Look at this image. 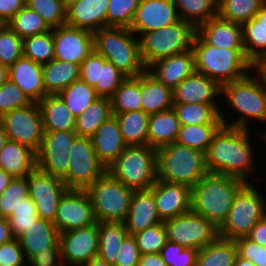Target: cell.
<instances>
[{
	"mask_svg": "<svg viewBox=\"0 0 266 266\" xmlns=\"http://www.w3.org/2000/svg\"><path fill=\"white\" fill-rule=\"evenodd\" d=\"M245 181L228 175L207 173L192 187L191 210L219 228Z\"/></svg>",
	"mask_w": 266,
	"mask_h": 266,
	"instance_id": "7a4b0ae2",
	"label": "cell"
},
{
	"mask_svg": "<svg viewBox=\"0 0 266 266\" xmlns=\"http://www.w3.org/2000/svg\"><path fill=\"white\" fill-rule=\"evenodd\" d=\"M29 197L36 206L37 215L54 222L60 199L68 190L65 183L36 168L27 176Z\"/></svg>",
	"mask_w": 266,
	"mask_h": 266,
	"instance_id": "9a60e30c",
	"label": "cell"
},
{
	"mask_svg": "<svg viewBox=\"0 0 266 266\" xmlns=\"http://www.w3.org/2000/svg\"><path fill=\"white\" fill-rule=\"evenodd\" d=\"M27 262L19 239L0 245V266H22Z\"/></svg>",
	"mask_w": 266,
	"mask_h": 266,
	"instance_id": "680465c9",
	"label": "cell"
},
{
	"mask_svg": "<svg viewBox=\"0 0 266 266\" xmlns=\"http://www.w3.org/2000/svg\"><path fill=\"white\" fill-rule=\"evenodd\" d=\"M9 79L8 67L0 64V87Z\"/></svg>",
	"mask_w": 266,
	"mask_h": 266,
	"instance_id": "8c879c8a",
	"label": "cell"
},
{
	"mask_svg": "<svg viewBox=\"0 0 266 266\" xmlns=\"http://www.w3.org/2000/svg\"><path fill=\"white\" fill-rule=\"evenodd\" d=\"M25 5L37 12L51 29L66 24L67 6L63 0H26Z\"/></svg>",
	"mask_w": 266,
	"mask_h": 266,
	"instance_id": "681fc988",
	"label": "cell"
},
{
	"mask_svg": "<svg viewBox=\"0 0 266 266\" xmlns=\"http://www.w3.org/2000/svg\"><path fill=\"white\" fill-rule=\"evenodd\" d=\"M195 34L196 27L181 19L169 26L141 34L138 38L144 67L147 69L157 60L192 49Z\"/></svg>",
	"mask_w": 266,
	"mask_h": 266,
	"instance_id": "52a82bcc",
	"label": "cell"
},
{
	"mask_svg": "<svg viewBox=\"0 0 266 266\" xmlns=\"http://www.w3.org/2000/svg\"><path fill=\"white\" fill-rule=\"evenodd\" d=\"M106 171L126 187L148 190L157 180V150L127 146Z\"/></svg>",
	"mask_w": 266,
	"mask_h": 266,
	"instance_id": "ba28073f",
	"label": "cell"
},
{
	"mask_svg": "<svg viewBox=\"0 0 266 266\" xmlns=\"http://www.w3.org/2000/svg\"><path fill=\"white\" fill-rule=\"evenodd\" d=\"M93 47L126 77H137L146 70L139 38L127 27L107 26L94 32Z\"/></svg>",
	"mask_w": 266,
	"mask_h": 266,
	"instance_id": "5b68a950",
	"label": "cell"
},
{
	"mask_svg": "<svg viewBox=\"0 0 266 266\" xmlns=\"http://www.w3.org/2000/svg\"><path fill=\"white\" fill-rule=\"evenodd\" d=\"M27 197H29L27 176L13 178L0 194V216L9 218L13 210H16Z\"/></svg>",
	"mask_w": 266,
	"mask_h": 266,
	"instance_id": "c3c4849f",
	"label": "cell"
},
{
	"mask_svg": "<svg viewBox=\"0 0 266 266\" xmlns=\"http://www.w3.org/2000/svg\"><path fill=\"white\" fill-rule=\"evenodd\" d=\"M181 20L195 27L218 15V0H173Z\"/></svg>",
	"mask_w": 266,
	"mask_h": 266,
	"instance_id": "b9f144b4",
	"label": "cell"
},
{
	"mask_svg": "<svg viewBox=\"0 0 266 266\" xmlns=\"http://www.w3.org/2000/svg\"><path fill=\"white\" fill-rule=\"evenodd\" d=\"M93 206L86 190L68 189L59 201L53 224L60 233L95 224Z\"/></svg>",
	"mask_w": 266,
	"mask_h": 266,
	"instance_id": "e0dca14e",
	"label": "cell"
},
{
	"mask_svg": "<svg viewBox=\"0 0 266 266\" xmlns=\"http://www.w3.org/2000/svg\"><path fill=\"white\" fill-rule=\"evenodd\" d=\"M13 177L7 174L2 168H0V194L6 189L10 184Z\"/></svg>",
	"mask_w": 266,
	"mask_h": 266,
	"instance_id": "a7ac6f4b",
	"label": "cell"
},
{
	"mask_svg": "<svg viewBox=\"0 0 266 266\" xmlns=\"http://www.w3.org/2000/svg\"><path fill=\"white\" fill-rule=\"evenodd\" d=\"M58 95L76 118L99 98L94 88L81 79L75 80Z\"/></svg>",
	"mask_w": 266,
	"mask_h": 266,
	"instance_id": "ee69618b",
	"label": "cell"
},
{
	"mask_svg": "<svg viewBox=\"0 0 266 266\" xmlns=\"http://www.w3.org/2000/svg\"><path fill=\"white\" fill-rule=\"evenodd\" d=\"M252 183H246L235 195L225 222L218 228L220 237L231 240L246 237L266 215V198L260 194V187L257 190Z\"/></svg>",
	"mask_w": 266,
	"mask_h": 266,
	"instance_id": "9c48e42d",
	"label": "cell"
},
{
	"mask_svg": "<svg viewBox=\"0 0 266 266\" xmlns=\"http://www.w3.org/2000/svg\"><path fill=\"white\" fill-rule=\"evenodd\" d=\"M223 125H183L176 142L206 153L214 135Z\"/></svg>",
	"mask_w": 266,
	"mask_h": 266,
	"instance_id": "bcb514c9",
	"label": "cell"
},
{
	"mask_svg": "<svg viewBox=\"0 0 266 266\" xmlns=\"http://www.w3.org/2000/svg\"><path fill=\"white\" fill-rule=\"evenodd\" d=\"M54 59L80 65L93 51V33L67 24L53 28Z\"/></svg>",
	"mask_w": 266,
	"mask_h": 266,
	"instance_id": "d6986e66",
	"label": "cell"
},
{
	"mask_svg": "<svg viewBox=\"0 0 266 266\" xmlns=\"http://www.w3.org/2000/svg\"><path fill=\"white\" fill-rule=\"evenodd\" d=\"M253 74L257 77L250 72L240 80L221 86V97L226 98L234 111L239 113L238 118L234 117L236 119L230 123L221 109L220 117L224 126L250 130L249 120L266 122V87L260 77L255 72Z\"/></svg>",
	"mask_w": 266,
	"mask_h": 266,
	"instance_id": "277c9868",
	"label": "cell"
},
{
	"mask_svg": "<svg viewBox=\"0 0 266 266\" xmlns=\"http://www.w3.org/2000/svg\"><path fill=\"white\" fill-rule=\"evenodd\" d=\"M107 26L130 28L140 0H108Z\"/></svg>",
	"mask_w": 266,
	"mask_h": 266,
	"instance_id": "816d5d0a",
	"label": "cell"
},
{
	"mask_svg": "<svg viewBox=\"0 0 266 266\" xmlns=\"http://www.w3.org/2000/svg\"><path fill=\"white\" fill-rule=\"evenodd\" d=\"M1 118L9 140L26 145L35 152L40 150L44 130L38 102L14 109Z\"/></svg>",
	"mask_w": 266,
	"mask_h": 266,
	"instance_id": "4fadbf2b",
	"label": "cell"
},
{
	"mask_svg": "<svg viewBox=\"0 0 266 266\" xmlns=\"http://www.w3.org/2000/svg\"><path fill=\"white\" fill-rule=\"evenodd\" d=\"M8 76L32 102H39L47 96L41 64L22 55L8 67Z\"/></svg>",
	"mask_w": 266,
	"mask_h": 266,
	"instance_id": "4316f807",
	"label": "cell"
},
{
	"mask_svg": "<svg viewBox=\"0 0 266 266\" xmlns=\"http://www.w3.org/2000/svg\"><path fill=\"white\" fill-rule=\"evenodd\" d=\"M195 71L215 80L220 86L237 81L253 71L245 49H221L205 43L197 34L192 42Z\"/></svg>",
	"mask_w": 266,
	"mask_h": 266,
	"instance_id": "3957f363",
	"label": "cell"
},
{
	"mask_svg": "<svg viewBox=\"0 0 266 266\" xmlns=\"http://www.w3.org/2000/svg\"><path fill=\"white\" fill-rule=\"evenodd\" d=\"M98 256L115 266L120 247L129 235L123 222H98Z\"/></svg>",
	"mask_w": 266,
	"mask_h": 266,
	"instance_id": "8d00e7d4",
	"label": "cell"
},
{
	"mask_svg": "<svg viewBox=\"0 0 266 266\" xmlns=\"http://www.w3.org/2000/svg\"><path fill=\"white\" fill-rule=\"evenodd\" d=\"M180 127V121L173 108L149 114L148 146L158 150L176 142Z\"/></svg>",
	"mask_w": 266,
	"mask_h": 266,
	"instance_id": "1f68e13d",
	"label": "cell"
},
{
	"mask_svg": "<svg viewBox=\"0 0 266 266\" xmlns=\"http://www.w3.org/2000/svg\"><path fill=\"white\" fill-rule=\"evenodd\" d=\"M26 0H0V25L7 24L24 6Z\"/></svg>",
	"mask_w": 266,
	"mask_h": 266,
	"instance_id": "6125c7cd",
	"label": "cell"
},
{
	"mask_svg": "<svg viewBox=\"0 0 266 266\" xmlns=\"http://www.w3.org/2000/svg\"><path fill=\"white\" fill-rule=\"evenodd\" d=\"M207 173L204 152L177 142L157 150V180L192 188Z\"/></svg>",
	"mask_w": 266,
	"mask_h": 266,
	"instance_id": "8992f818",
	"label": "cell"
},
{
	"mask_svg": "<svg viewBox=\"0 0 266 266\" xmlns=\"http://www.w3.org/2000/svg\"><path fill=\"white\" fill-rule=\"evenodd\" d=\"M98 222L59 234V248L63 264L83 266L98 256Z\"/></svg>",
	"mask_w": 266,
	"mask_h": 266,
	"instance_id": "2e32d148",
	"label": "cell"
},
{
	"mask_svg": "<svg viewBox=\"0 0 266 266\" xmlns=\"http://www.w3.org/2000/svg\"><path fill=\"white\" fill-rule=\"evenodd\" d=\"M246 237L266 248V215L256 223Z\"/></svg>",
	"mask_w": 266,
	"mask_h": 266,
	"instance_id": "be15d7a7",
	"label": "cell"
},
{
	"mask_svg": "<svg viewBox=\"0 0 266 266\" xmlns=\"http://www.w3.org/2000/svg\"><path fill=\"white\" fill-rule=\"evenodd\" d=\"M63 1H64V4L67 6L70 3L74 2V1H77V0H63Z\"/></svg>",
	"mask_w": 266,
	"mask_h": 266,
	"instance_id": "34e18365",
	"label": "cell"
},
{
	"mask_svg": "<svg viewBox=\"0 0 266 266\" xmlns=\"http://www.w3.org/2000/svg\"><path fill=\"white\" fill-rule=\"evenodd\" d=\"M266 0H218V16L243 24L255 17Z\"/></svg>",
	"mask_w": 266,
	"mask_h": 266,
	"instance_id": "7bdbcfd3",
	"label": "cell"
},
{
	"mask_svg": "<svg viewBox=\"0 0 266 266\" xmlns=\"http://www.w3.org/2000/svg\"><path fill=\"white\" fill-rule=\"evenodd\" d=\"M30 103L27 95L9 79L0 87V117Z\"/></svg>",
	"mask_w": 266,
	"mask_h": 266,
	"instance_id": "9f6ffc18",
	"label": "cell"
},
{
	"mask_svg": "<svg viewBox=\"0 0 266 266\" xmlns=\"http://www.w3.org/2000/svg\"><path fill=\"white\" fill-rule=\"evenodd\" d=\"M263 137V141H266V131L265 132H263V134H261Z\"/></svg>",
	"mask_w": 266,
	"mask_h": 266,
	"instance_id": "11e5206c",
	"label": "cell"
},
{
	"mask_svg": "<svg viewBox=\"0 0 266 266\" xmlns=\"http://www.w3.org/2000/svg\"><path fill=\"white\" fill-rule=\"evenodd\" d=\"M133 191L106 171L86 189L96 221L124 222Z\"/></svg>",
	"mask_w": 266,
	"mask_h": 266,
	"instance_id": "30bf717a",
	"label": "cell"
},
{
	"mask_svg": "<svg viewBox=\"0 0 266 266\" xmlns=\"http://www.w3.org/2000/svg\"><path fill=\"white\" fill-rule=\"evenodd\" d=\"M38 218L33 200L27 197L8 218L13 237L18 239Z\"/></svg>",
	"mask_w": 266,
	"mask_h": 266,
	"instance_id": "db71d44e",
	"label": "cell"
},
{
	"mask_svg": "<svg viewBox=\"0 0 266 266\" xmlns=\"http://www.w3.org/2000/svg\"><path fill=\"white\" fill-rule=\"evenodd\" d=\"M14 239L11 230L8 218L0 216V245L7 243Z\"/></svg>",
	"mask_w": 266,
	"mask_h": 266,
	"instance_id": "03108f58",
	"label": "cell"
},
{
	"mask_svg": "<svg viewBox=\"0 0 266 266\" xmlns=\"http://www.w3.org/2000/svg\"><path fill=\"white\" fill-rule=\"evenodd\" d=\"M77 136L75 131H44L37 152V168L62 180L67 174L70 151Z\"/></svg>",
	"mask_w": 266,
	"mask_h": 266,
	"instance_id": "5bb4252c",
	"label": "cell"
},
{
	"mask_svg": "<svg viewBox=\"0 0 266 266\" xmlns=\"http://www.w3.org/2000/svg\"><path fill=\"white\" fill-rule=\"evenodd\" d=\"M110 116H112L110 99L99 97L76 118L74 131L78 136L91 138Z\"/></svg>",
	"mask_w": 266,
	"mask_h": 266,
	"instance_id": "ab89813d",
	"label": "cell"
},
{
	"mask_svg": "<svg viewBox=\"0 0 266 266\" xmlns=\"http://www.w3.org/2000/svg\"><path fill=\"white\" fill-rule=\"evenodd\" d=\"M126 76L94 49L80 64V79L100 98L110 99Z\"/></svg>",
	"mask_w": 266,
	"mask_h": 266,
	"instance_id": "ac0fdd59",
	"label": "cell"
},
{
	"mask_svg": "<svg viewBox=\"0 0 266 266\" xmlns=\"http://www.w3.org/2000/svg\"><path fill=\"white\" fill-rule=\"evenodd\" d=\"M44 131H74L76 117L57 95H47L38 102Z\"/></svg>",
	"mask_w": 266,
	"mask_h": 266,
	"instance_id": "4dcf8cb0",
	"label": "cell"
},
{
	"mask_svg": "<svg viewBox=\"0 0 266 266\" xmlns=\"http://www.w3.org/2000/svg\"><path fill=\"white\" fill-rule=\"evenodd\" d=\"M141 102L142 110L148 114L172 109V89L166 87L145 70L141 74Z\"/></svg>",
	"mask_w": 266,
	"mask_h": 266,
	"instance_id": "836d02e7",
	"label": "cell"
},
{
	"mask_svg": "<svg viewBox=\"0 0 266 266\" xmlns=\"http://www.w3.org/2000/svg\"><path fill=\"white\" fill-rule=\"evenodd\" d=\"M163 223L167 239L184 248L199 251L219 236L218 228L212 222L192 210Z\"/></svg>",
	"mask_w": 266,
	"mask_h": 266,
	"instance_id": "8fae6325",
	"label": "cell"
},
{
	"mask_svg": "<svg viewBox=\"0 0 266 266\" xmlns=\"http://www.w3.org/2000/svg\"><path fill=\"white\" fill-rule=\"evenodd\" d=\"M112 114L142 110L141 75L126 77L110 98Z\"/></svg>",
	"mask_w": 266,
	"mask_h": 266,
	"instance_id": "60d3db41",
	"label": "cell"
},
{
	"mask_svg": "<svg viewBox=\"0 0 266 266\" xmlns=\"http://www.w3.org/2000/svg\"><path fill=\"white\" fill-rule=\"evenodd\" d=\"M60 232L48 220L38 218L18 239L29 261L38 253L47 252V249L59 247Z\"/></svg>",
	"mask_w": 266,
	"mask_h": 266,
	"instance_id": "f1b7e54d",
	"label": "cell"
},
{
	"mask_svg": "<svg viewBox=\"0 0 266 266\" xmlns=\"http://www.w3.org/2000/svg\"><path fill=\"white\" fill-rule=\"evenodd\" d=\"M70 153L67 174L62 179L68 189L86 190L106 172L95 154L91 138L77 136Z\"/></svg>",
	"mask_w": 266,
	"mask_h": 266,
	"instance_id": "7c38bea8",
	"label": "cell"
},
{
	"mask_svg": "<svg viewBox=\"0 0 266 266\" xmlns=\"http://www.w3.org/2000/svg\"><path fill=\"white\" fill-rule=\"evenodd\" d=\"M197 253L196 249L184 248L169 240L159 252L167 266H196Z\"/></svg>",
	"mask_w": 266,
	"mask_h": 266,
	"instance_id": "11a10c76",
	"label": "cell"
},
{
	"mask_svg": "<svg viewBox=\"0 0 266 266\" xmlns=\"http://www.w3.org/2000/svg\"><path fill=\"white\" fill-rule=\"evenodd\" d=\"M235 266H255L251 261L241 258L239 255L236 258Z\"/></svg>",
	"mask_w": 266,
	"mask_h": 266,
	"instance_id": "753ad0ef",
	"label": "cell"
},
{
	"mask_svg": "<svg viewBox=\"0 0 266 266\" xmlns=\"http://www.w3.org/2000/svg\"><path fill=\"white\" fill-rule=\"evenodd\" d=\"M196 34L210 46L244 49L242 24L222 19L218 15L198 25Z\"/></svg>",
	"mask_w": 266,
	"mask_h": 266,
	"instance_id": "603a6c76",
	"label": "cell"
},
{
	"mask_svg": "<svg viewBox=\"0 0 266 266\" xmlns=\"http://www.w3.org/2000/svg\"><path fill=\"white\" fill-rule=\"evenodd\" d=\"M246 58L254 65L266 56V4L251 20L242 24Z\"/></svg>",
	"mask_w": 266,
	"mask_h": 266,
	"instance_id": "d6a6232c",
	"label": "cell"
},
{
	"mask_svg": "<svg viewBox=\"0 0 266 266\" xmlns=\"http://www.w3.org/2000/svg\"><path fill=\"white\" fill-rule=\"evenodd\" d=\"M23 56L44 65L54 59L53 29L23 38Z\"/></svg>",
	"mask_w": 266,
	"mask_h": 266,
	"instance_id": "f6af8a7d",
	"label": "cell"
},
{
	"mask_svg": "<svg viewBox=\"0 0 266 266\" xmlns=\"http://www.w3.org/2000/svg\"><path fill=\"white\" fill-rule=\"evenodd\" d=\"M253 70L260 77L264 86L266 87V56L259 59L253 65Z\"/></svg>",
	"mask_w": 266,
	"mask_h": 266,
	"instance_id": "003e7915",
	"label": "cell"
},
{
	"mask_svg": "<svg viewBox=\"0 0 266 266\" xmlns=\"http://www.w3.org/2000/svg\"><path fill=\"white\" fill-rule=\"evenodd\" d=\"M180 20L173 0H140L130 30L139 37Z\"/></svg>",
	"mask_w": 266,
	"mask_h": 266,
	"instance_id": "ffe728a7",
	"label": "cell"
},
{
	"mask_svg": "<svg viewBox=\"0 0 266 266\" xmlns=\"http://www.w3.org/2000/svg\"><path fill=\"white\" fill-rule=\"evenodd\" d=\"M140 256L135 237L128 235L121 244L115 266H138Z\"/></svg>",
	"mask_w": 266,
	"mask_h": 266,
	"instance_id": "91938a15",
	"label": "cell"
},
{
	"mask_svg": "<svg viewBox=\"0 0 266 266\" xmlns=\"http://www.w3.org/2000/svg\"><path fill=\"white\" fill-rule=\"evenodd\" d=\"M115 115L126 146L148 145L149 114L133 110Z\"/></svg>",
	"mask_w": 266,
	"mask_h": 266,
	"instance_id": "d590c367",
	"label": "cell"
},
{
	"mask_svg": "<svg viewBox=\"0 0 266 266\" xmlns=\"http://www.w3.org/2000/svg\"><path fill=\"white\" fill-rule=\"evenodd\" d=\"M0 168L13 178L26 177L37 168V152L8 140L0 151Z\"/></svg>",
	"mask_w": 266,
	"mask_h": 266,
	"instance_id": "f546056e",
	"label": "cell"
},
{
	"mask_svg": "<svg viewBox=\"0 0 266 266\" xmlns=\"http://www.w3.org/2000/svg\"><path fill=\"white\" fill-rule=\"evenodd\" d=\"M7 25L22 39L51 30L44 19L26 5L13 16Z\"/></svg>",
	"mask_w": 266,
	"mask_h": 266,
	"instance_id": "7dc6e473",
	"label": "cell"
},
{
	"mask_svg": "<svg viewBox=\"0 0 266 266\" xmlns=\"http://www.w3.org/2000/svg\"><path fill=\"white\" fill-rule=\"evenodd\" d=\"M23 39L7 24L0 25V64L11 66L23 55Z\"/></svg>",
	"mask_w": 266,
	"mask_h": 266,
	"instance_id": "f907efd6",
	"label": "cell"
},
{
	"mask_svg": "<svg viewBox=\"0 0 266 266\" xmlns=\"http://www.w3.org/2000/svg\"><path fill=\"white\" fill-rule=\"evenodd\" d=\"M133 236L136 239L140 255L159 253L168 241L163 222L138 232Z\"/></svg>",
	"mask_w": 266,
	"mask_h": 266,
	"instance_id": "f5cc1de1",
	"label": "cell"
},
{
	"mask_svg": "<svg viewBox=\"0 0 266 266\" xmlns=\"http://www.w3.org/2000/svg\"><path fill=\"white\" fill-rule=\"evenodd\" d=\"M237 246L238 255L251 261L255 266H266V248L251 241L247 237H240L234 240Z\"/></svg>",
	"mask_w": 266,
	"mask_h": 266,
	"instance_id": "6f0895ef",
	"label": "cell"
},
{
	"mask_svg": "<svg viewBox=\"0 0 266 266\" xmlns=\"http://www.w3.org/2000/svg\"><path fill=\"white\" fill-rule=\"evenodd\" d=\"M149 190L154 194L157 211L162 222L191 211V187L156 180Z\"/></svg>",
	"mask_w": 266,
	"mask_h": 266,
	"instance_id": "44dd1931",
	"label": "cell"
},
{
	"mask_svg": "<svg viewBox=\"0 0 266 266\" xmlns=\"http://www.w3.org/2000/svg\"><path fill=\"white\" fill-rule=\"evenodd\" d=\"M219 104H173L180 125H223Z\"/></svg>",
	"mask_w": 266,
	"mask_h": 266,
	"instance_id": "74e56055",
	"label": "cell"
},
{
	"mask_svg": "<svg viewBox=\"0 0 266 266\" xmlns=\"http://www.w3.org/2000/svg\"><path fill=\"white\" fill-rule=\"evenodd\" d=\"M108 0H77L66 9V24L92 33L107 27Z\"/></svg>",
	"mask_w": 266,
	"mask_h": 266,
	"instance_id": "cb8c5ba5",
	"label": "cell"
},
{
	"mask_svg": "<svg viewBox=\"0 0 266 266\" xmlns=\"http://www.w3.org/2000/svg\"><path fill=\"white\" fill-rule=\"evenodd\" d=\"M47 95H57L75 80L80 79V65L52 59L42 65Z\"/></svg>",
	"mask_w": 266,
	"mask_h": 266,
	"instance_id": "e575fe53",
	"label": "cell"
},
{
	"mask_svg": "<svg viewBox=\"0 0 266 266\" xmlns=\"http://www.w3.org/2000/svg\"><path fill=\"white\" fill-rule=\"evenodd\" d=\"M138 266H167L159 253H150L140 256Z\"/></svg>",
	"mask_w": 266,
	"mask_h": 266,
	"instance_id": "e7e4bbea",
	"label": "cell"
},
{
	"mask_svg": "<svg viewBox=\"0 0 266 266\" xmlns=\"http://www.w3.org/2000/svg\"><path fill=\"white\" fill-rule=\"evenodd\" d=\"M237 256L235 241L218 236L198 251L196 266H235Z\"/></svg>",
	"mask_w": 266,
	"mask_h": 266,
	"instance_id": "f35d334b",
	"label": "cell"
},
{
	"mask_svg": "<svg viewBox=\"0 0 266 266\" xmlns=\"http://www.w3.org/2000/svg\"><path fill=\"white\" fill-rule=\"evenodd\" d=\"M252 146L249 129L223 125L205 153L208 172L233 176L250 183L249 174L256 165Z\"/></svg>",
	"mask_w": 266,
	"mask_h": 266,
	"instance_id": "6da1fadb",
	"label": "cell"
},
{
	"mask_svg": "<svg viewBox=\"0 0 266 266\" xmlns=\"http://www.w3.org/2000/svg\"><path fill=\"white\" fill-rule=\"evenodd\" d=\"M30 266H61L63 265L59 247L47 249V252L38 253L28 261Z\"/></svg>",
	"mask_w": 266,
	"mask_h": 266,
	"instance_id": "94428289",
	"label": "cell"
},
{
	"mask_svg": "<svg viewBox=\"0 0 266 266\" xmlns=\"http://www.w3.org/2000/svg\"><path fill=\"white\" fill-rule=\"evenodd\" d=\"M83 266H112L104 259L100 258L99 256L93 257L91 260H89L87 263H85Z\"/></svg>",
	"mask_w": 266,
	"mask_h": 266,
	"instance_id": "89a4df30",
	"label": "cell"
},
{
	"mask_svg": "<svg viewBox=\"0 0 266 266\" xmlns=\"http://www.w3.org/2000/svg\"><path fill=\"white\" fill-rule=\"evenodd\" d=\"M8 136L4 128L2 118L0 117V151L3 149L5 143L8 141Z\"/></svg>",
	"mask_w": 266,
	"mask_h": 266,
	"instance_id": "2644e50d",
	"label": "cell"
},
{
	"mask_svg": "<svg viewBox=\"0 0 266 266\" xmlns=\"http://www.w3.org/2000/svg\"><path fill=\"white\" fill-rule=\"evenodd\" d=\"M99 161L107 169L127 147L122 139L118 120L110 116L91 137Z\"/></svg>",
	"mask_w": 266,
	"mask_h": 266,
	"instance_id": "83f0119b",
	"label": "cell"
},
{
	"mask_svg": "<svg viewBox=\"0 0 266 266\" xmlns=\"http://www.w3.org/2000/svg\"><path fill=\"white\" fill-rule=\"evenodd\" d=\"M123 223L129 235H135L162 223L157 211L154 194L149 189L133 191L129 211Z\"/></svg>",
	"mask_w": 266,
	"mask_h": 266,
	"instance_id": "484cf974",
	"label": "cell"
},
{
	"mask_svg": "<svg viewBox=\"0 0 266 266\" xmlns=\"http://www.w3.org/2000/svg\"><path fill=\"white\" fill-rule=\"evenodd\" d=\"M172 94L173 104H218L216 101L217 96L221 95V86L215 80L195 71L179 83L172 90Z\"/></svg>",
	"mask_w": 266,
	"mask_h": 266,
	"instance_id": "7402d4cb",
	"label": "cell"
},
{
	"mask_svg": "<svg viewBox=\"0 0 266 266\" xmlns=\"http://www.w3.org/2000/svg\"><path fill=\"white\" fill-rule=\"evenodd\" d=\"M153 77L172 90L195 72V55L190 49L155 61L146 69Z\"/></svg>",
	"mask_w": 266,
	"mask_h": 266,
	"instance_id": "d4e9b609",
	"label": "cell"
}]
</instances>
